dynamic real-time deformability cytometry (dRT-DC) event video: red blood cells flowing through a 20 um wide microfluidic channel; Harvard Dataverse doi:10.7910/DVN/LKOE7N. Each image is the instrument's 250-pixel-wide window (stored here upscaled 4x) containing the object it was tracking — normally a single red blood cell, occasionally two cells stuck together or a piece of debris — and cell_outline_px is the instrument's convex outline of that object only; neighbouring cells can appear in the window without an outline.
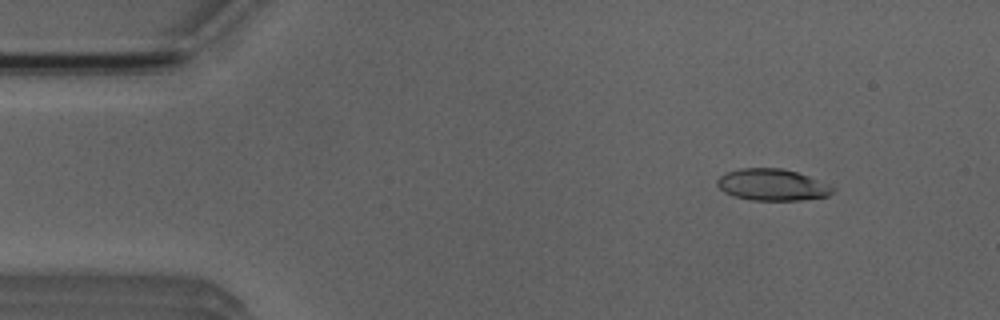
{"species": "Egyptian fruit bat (a non-hibernating species)", "species_latin": "Rousettus aegyptiacus", "temperature_condition": "room temperature", "stored_images_in_passage": 25, "camera_frame_rate_fps": 3000, "um_per_image_px": 0.085, "animal": {"sex": "male"}, "frame": {"image": 1, "passage_image": 6, "time_ms": 1.667, "image_size_px": [1000, 320], "cell_outline_px": [[836, 188], [828, 196], [800, 200], [752, 200], [732, 196], [724, 192], [716, 184], [716, 180], [720, 176], [728, 172], [740, 168], [784, 168], [808, 176]], "centroid_in_image_um": [65.61, 15.71], "position_along_channel_um": 19.4, "area_um2": 21.21}}
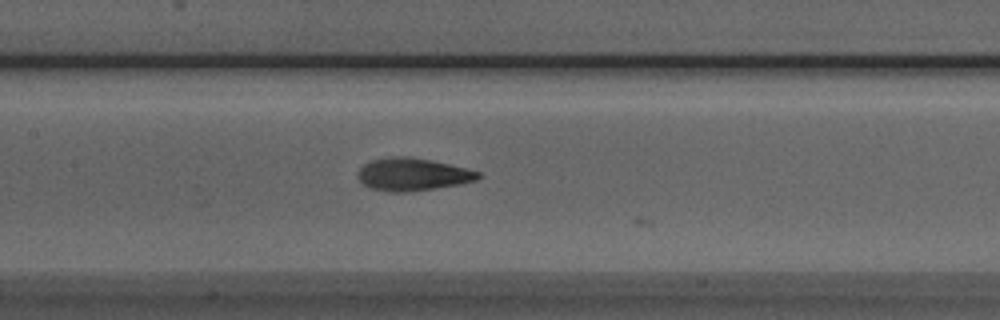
{"frame": {"image": 2, "passage_image": 24, "time_ms": 7.667, "image_size_px": [1000, 320], "cell_outline_px": [[484, 176], [476, 180], [460, 184], [408, 192], [388, 192], [368, 188], [356, 176], [360, 168], [364, 164], [372, 160], [388, 156], [408, 156], [432, 160], [480, 172]], "centroid_in_image_um": [35.05, 14.82], "position_along_channel_um": 172.4, "area_um2": 23.0}}